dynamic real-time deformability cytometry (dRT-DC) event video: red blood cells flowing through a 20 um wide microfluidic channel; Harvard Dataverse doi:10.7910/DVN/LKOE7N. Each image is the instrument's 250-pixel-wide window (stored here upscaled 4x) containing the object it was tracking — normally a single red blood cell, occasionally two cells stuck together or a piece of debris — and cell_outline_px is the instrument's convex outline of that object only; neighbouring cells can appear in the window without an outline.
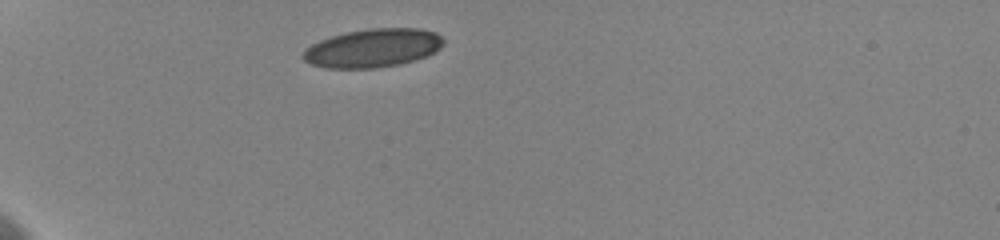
{"species": "human", "species_latin": "Homo sapiens", "temperature_condition": "cold", "stored_images_in_passage": 7, "camera_frame_rate_fps": 3000, "um_per_image_px": 0.085, "donor": {"sex": "female"}, "frame": {"image": 1, "passage_image": 1, "time_ms": 0.0, "image_size_px": [1000, 240], "cell_outline_px": [[444, 44], [440, 48], [424, 56], [400, 64], [372, 68], [328, 68], [312, 64], [304, 60], [300, 56], [312, 44], [320, 40], [344, 32], [368, 28], [420, 28], [436, 32], [444, 40]], "centroid_in_image_um": [31.69, 4.07], "position_along_channel_um": 53.3, "area_um2": 31.33}}
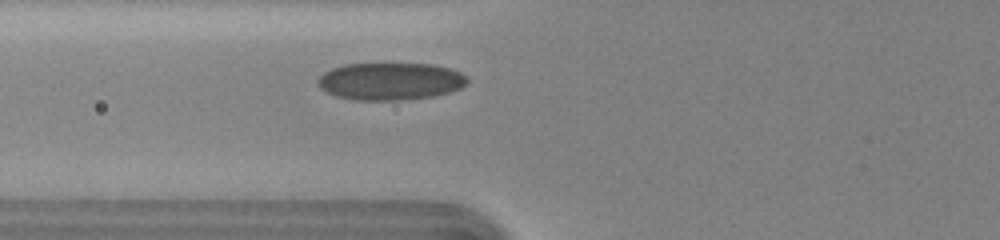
{"frame": {"image": 2, "passage_image": 4, "time_ms": 2.0, "image_size_px": [1000, 240], "cell_outline_px": [[468, 80], [460, 88], [448, 92], [432, 96], [400, 100], [356, 100], [336, 96], [320, 88], [316, 80], [324, 72], [332, 68], [344, 64], [432, 64], [448, 68], [460, 72]], "centroid_in_image_um": [33.13, 6.91], "position_along_channel_um": 92.7, "area_um2": 32.25}}